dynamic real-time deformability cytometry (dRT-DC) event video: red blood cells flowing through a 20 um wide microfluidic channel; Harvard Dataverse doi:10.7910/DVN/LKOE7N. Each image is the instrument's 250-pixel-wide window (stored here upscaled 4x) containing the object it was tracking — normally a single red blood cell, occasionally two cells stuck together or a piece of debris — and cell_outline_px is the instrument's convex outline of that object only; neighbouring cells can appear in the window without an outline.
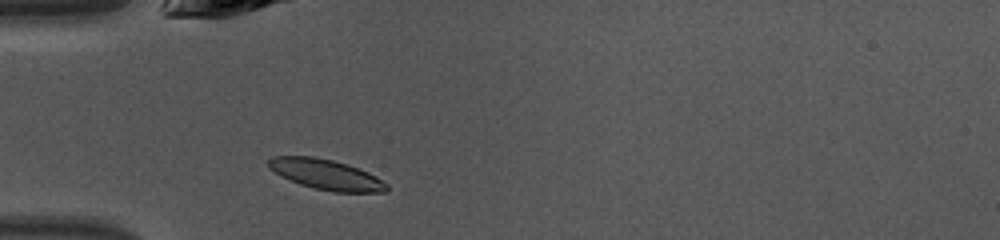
{"species": "common noctule bat (a hibernating species)", "species_latin": "Nyctalus noctula", "temperature_condition": "warm", "stored_images_in_passage": 35, "camera_frame_rate_fps": 3000, "um_per_image_px": 0.085, "animal": {"sex": "female", "body_mass_g": 10.0, "forearm_length_mm": 53.1}, "frame": {"image": 1, "passage_image": 3, "time_ms": 0.667, "image_size_px": [1000, 240], "cell_outline_px": [[388, 192], [332, 192], [300, 184], [268, 168], [268, 160], [272, 156], [312, 156], [332, 160], [348, 164], [368, 172], [388, 184]], "centroid_in_image_um": [27.75, 14.83], "position_along_channel_um": 57.3, "area_um2": 20.63}}
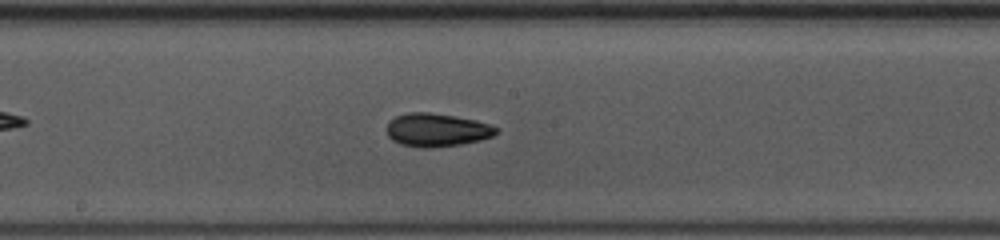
{"frame": {"image": 2, "passage_image": 14, "time_ms": 4.333, "image_size_px": [1000, 240], "cell_outline_px": [[496, 132], [492, 136], [480, 140], [460, 144], [432, 148], [424, 148], [400, 144], [392, 140], [388, 136], [388, 120], [396, 116], [408, 112], [428, 112], [476, 120], [488, 124], [496, 128]], "centroid_in_image_um": [37.08, 11.05], "position_along_channel_um": 211.1, "area_um2": 20.98}}
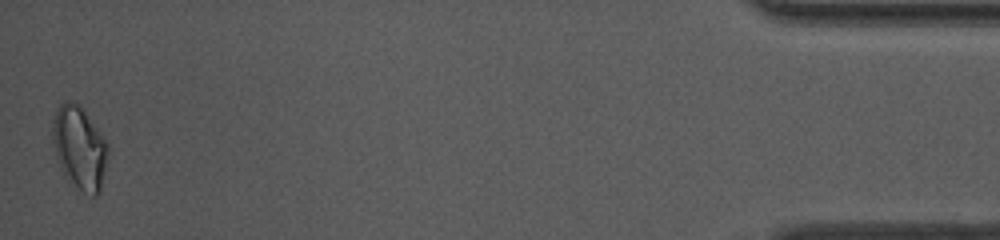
{"frame": {"image": 3, "passage_image": 35, "time_ms": 11.333, "image_size_px": [1000, 240], "cell_outline_px": [[108, 156], [100, 192], [96, 196], [92, 196], [84, 192], [68, 180], [64, 176], [60, 168], [52, 140], [52, 124], [56, 108], [64, 100], [68, 100], [76, 104], [84, 112], [100, 132], [108, 144]], "centroid_in_image_um": [6.74, 12.58], "position_along_channel_um": 428.5, "area_um2": 26.59}, "authors_computed_cell_mechanics": {"area_um2": 20.808, "velocity_mm_per_s": 4.3088, "shape_relaxation_time_tau1_ms": 3.1964, "shape_relaxation_time_tau2_ms": 2.9855, "deformation_change_tau1": 0.1283, "deformation_change_tau2": 0.0867}}